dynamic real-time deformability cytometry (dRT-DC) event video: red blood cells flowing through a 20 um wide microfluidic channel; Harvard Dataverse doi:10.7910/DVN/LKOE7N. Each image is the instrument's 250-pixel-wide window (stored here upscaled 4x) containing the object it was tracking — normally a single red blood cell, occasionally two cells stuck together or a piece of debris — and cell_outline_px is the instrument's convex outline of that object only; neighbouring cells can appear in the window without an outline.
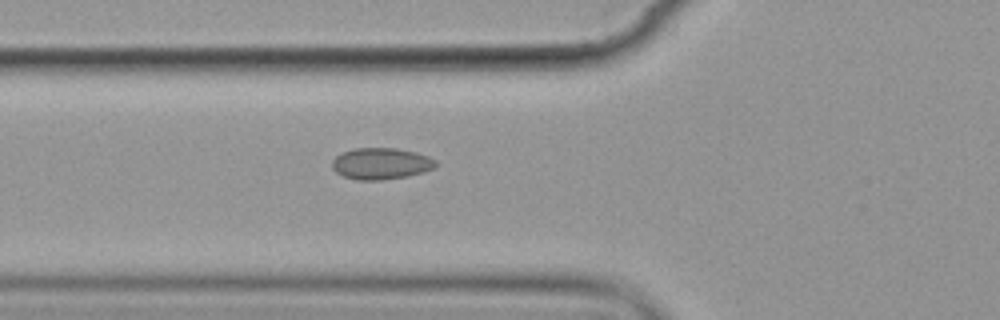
{"species": "common noctule bat (a hibernating species)", "species_latin": "Nyctalus noctula", "temperature_condition": "cold", "stored_images_in_passage": 7, "camera_frame_rate_fps": 3000, "um_per_image_px": 0.085, "animal": {"sex": "female", "body_mass_g": 19.9}, "frame": {"image": 1, "passage_image": 6, "time_ms": 6.0, "image_size_px": [1000, 320], "cell_outline_px": [[436, 164], [432, 168], [424, 172], [408, 176], [380, 180], [356, 180], [344, 176], [336, 172], [332, 168], [332, 160], [336, 156], [352, 148], [396, 148], [416, 152], [428, 156], [436, 160]], "centroid_in_image_um": [32.37, 13.9], "position_along_channel_um": 93.4, "area_um2": 19.02}}